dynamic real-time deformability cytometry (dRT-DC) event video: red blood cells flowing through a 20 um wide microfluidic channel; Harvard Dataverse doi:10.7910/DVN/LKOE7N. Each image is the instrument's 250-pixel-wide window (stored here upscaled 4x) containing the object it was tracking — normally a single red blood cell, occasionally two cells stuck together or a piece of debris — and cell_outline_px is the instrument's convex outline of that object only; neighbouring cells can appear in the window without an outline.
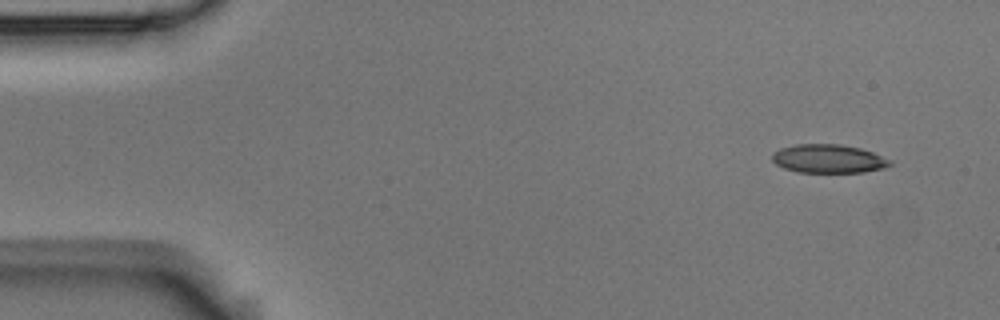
{"species": "Egyptian fruit bat (a non-hibernating species)", "species_latin": "Rousettus aegyptiacus", "temperature_condition": "room temperature", "stored_images_in_passage": 4, "camera_frame_rate_fps": 3000, "um_per_image_px": 0.085, "animal": {"sex": "male"}, "frame": {"image": 1, "passage_image": 1, "time_ms": 0.0, "image_size_px": [1000, 320], "cell_outline_px": [[892, 164], [884, 168], [864, 172], [796, 172], [784, 168], [776, 164], [772, 160], [772, 152], [780, 148], [796, 144], [840, 144], [860, 148], [872, 152], [892, 160]], "centroid_in_image_um": [70.41, 13.49], "position_along_channel_um": 14.6, "area_um2": 19.71}}